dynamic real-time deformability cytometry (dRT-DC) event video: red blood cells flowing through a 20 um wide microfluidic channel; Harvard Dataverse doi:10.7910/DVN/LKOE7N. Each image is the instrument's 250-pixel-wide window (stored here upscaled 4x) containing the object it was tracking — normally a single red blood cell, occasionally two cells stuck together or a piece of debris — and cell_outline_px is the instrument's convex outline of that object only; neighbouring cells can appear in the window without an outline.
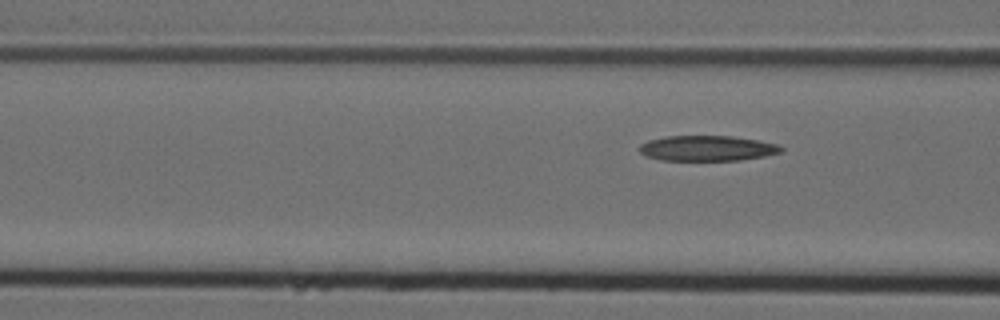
{"species": "Egyptian fruit bat (a non-hibernating species)", "species_latin": "Rousettus aegyptiacus", "temperature_condition": "cold", "stored_images_in_passage": 6, "camera_frame_rate_fps": 3000, "um_per_image_px": 0.085, "animal": {"sex": "female"}, "frame": {"image": 1, "passage_image": 6, "time_ms": 1.667, "image_size_px": [1000, 320], "cell_outline_px": [[784, 152], [764, 156], [740, 160], [660, 160], [648, 156], [640, 152], [640, 144], [648, 140], [664, 136], [732, 136], [760, 140], [780, 144], [784, 148]], "centroid_in_image_um": [60.17, 12.59], "position_along_channel_um": 106.4, "area_um2": 21.1}}